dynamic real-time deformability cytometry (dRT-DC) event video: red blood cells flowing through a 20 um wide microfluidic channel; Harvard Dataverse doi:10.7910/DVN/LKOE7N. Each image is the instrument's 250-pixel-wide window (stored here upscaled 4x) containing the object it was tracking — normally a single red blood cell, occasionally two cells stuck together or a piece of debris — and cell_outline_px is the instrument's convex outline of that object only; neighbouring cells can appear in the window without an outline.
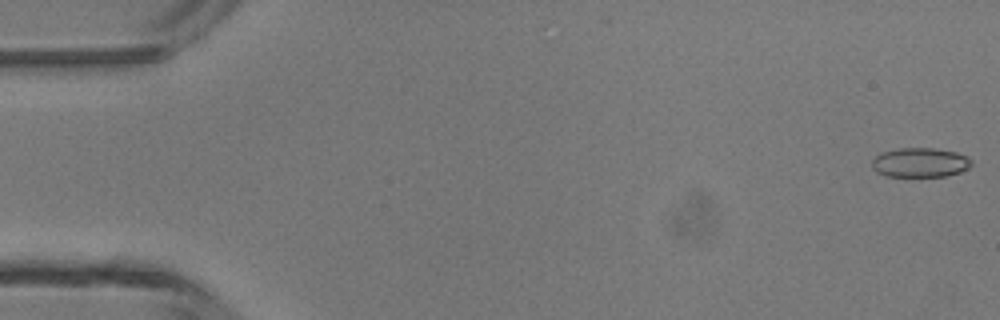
{"species": "common noctule bat (a hibernating species)", "species_latin": "Nyctalus noctula", "temperature_condition": "room temperature", "stored_images_in_passage": 5, "camera_frame_rate_fps": 3000, "um_per_image_px": 0.085, "animal": {"sex": "male", "body_mass_g": 13.3}, "frame": {"image": 1, "passage_image": 1, "time_ms": 0.0, "image_size_px": [1000, 320], "cell_outline_px": [[972, 164], [968, 168], [960, 172], [948, 176], [888, 176], [876, 172], [872, 168], [872, 160], [880, 152], [896, 148], [932, 148], [956, 152], [972, 160]], "centroid_in_image_um": [78.18, 13.81], "position_along_channel_um": 6.8, "area_um2": 17.11}}
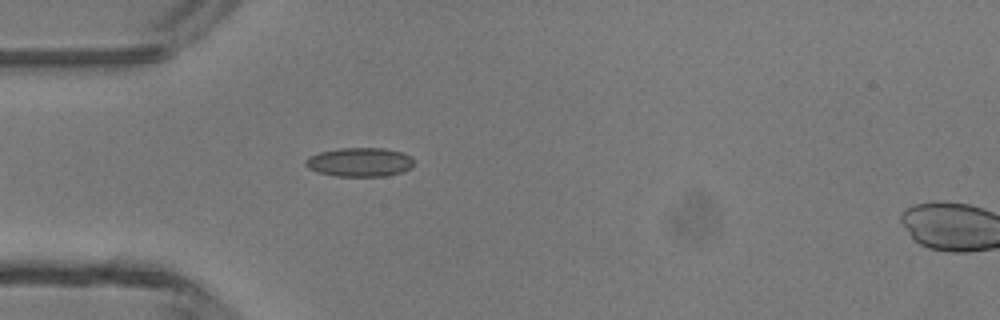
{"frame": {"image": 2, "passage_image": 4, "time_ms": 4.333, "image_size_px": [1000, 320], "cell_outline_px": [[412, 168], [400, 172], [384, 176], [336, 176], [316, 172], [308, 168], [304, 164], [304, 160], [308, 156], [320, 152], [340, 148], [384, 148], [404, 152], [412, 156]], "centroid_in_image_um": [30.55, 13.77], "position_along_channel_um": 54.4, "area_um2": 18.44}}